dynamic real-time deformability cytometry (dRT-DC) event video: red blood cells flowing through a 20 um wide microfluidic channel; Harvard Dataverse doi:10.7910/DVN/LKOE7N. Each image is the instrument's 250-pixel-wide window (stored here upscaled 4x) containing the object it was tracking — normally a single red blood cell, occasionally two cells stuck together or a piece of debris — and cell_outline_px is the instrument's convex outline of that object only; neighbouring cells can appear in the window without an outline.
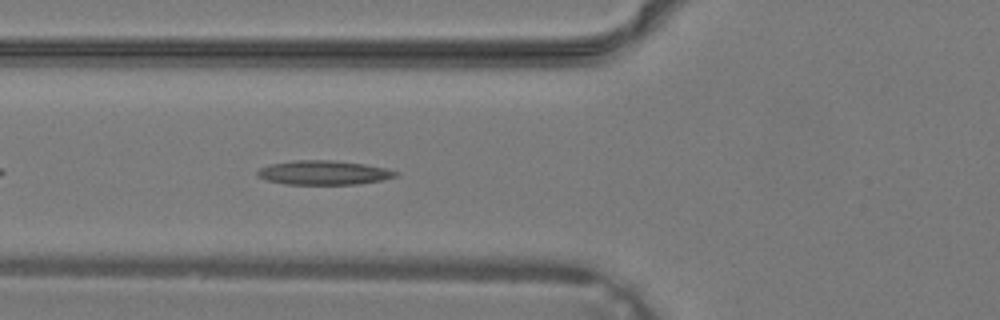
{"species": "common noctule bat (a hibernating species)", "species_latin": "Nyctalus noctula", "temperature_condition": "warm", "stored_images_in_passage": 28, "camera_frame_rate_fps": 3000, "um_per_image_px": 0.085, "animal": {"sex": "male", "body_mass_g": 19.2, "forearm_length_mm": 51.8}, "frame": {"image": 1, "passage_image": 4, "time_ms": 1.0, "image_size_px": [1000, 320], "cell_outline_px": [[400, 172], [396, 176], [380, 180], [356, 184], [284, 184], [268, 180], [256, 176], [256, 172], [260, 168], [268, 164], [296, 160], [332, 160], [364, 164], [384, 168]], "centroid_in_image_um": [27.47, 14.67], "position_along_channel_um": 98.3, "area_um2": 19.36}}
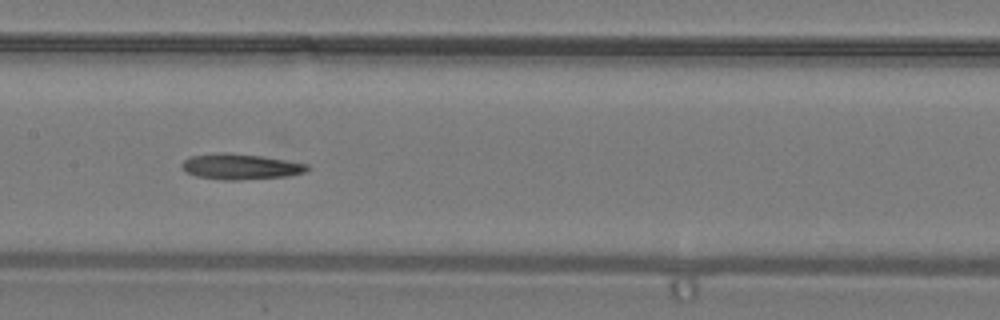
{"frame": {"image": 2, "passage_image": 9, "time_ms": 2.667, "image_size_px": [1000, 320], "cell_outline_px": [[312, 168], [304, 172], [288, 176], [236, 180], [224, 180], [196, 176], [188, 172], [180, 164], [188, 156], [216, 152], [224, 152], [260, 156], [308, 164]], "centroid_in_image_um": [20.43, 14.15], "position_along_channel_um": 187.0, "area_um2": 18.67}}
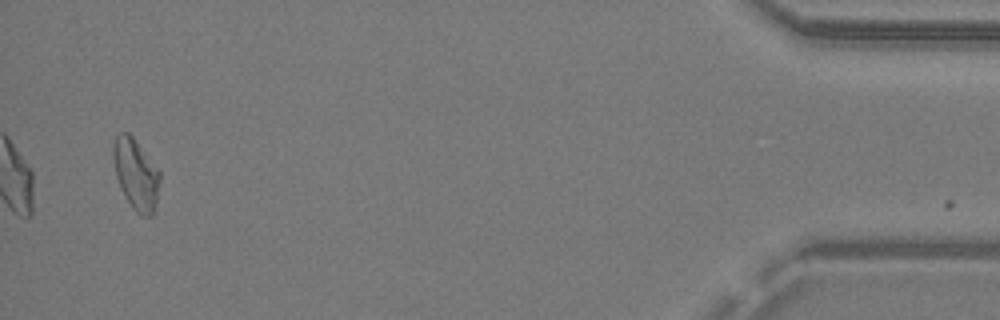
{"frame": {"image": 3, "passage_image": 27, "time_ms": 8.667, "image_size_px": [1000, 320], "cell_outline_px": [[160, 180], [156, 208], [152, 216], [140, 216], [132, 208], [124, 196], [116, 176], [112, 152], [112, 144], [116, 132], [128, 132], [132, 136], [160, 172]], "centroid_in_image_um": [11.54, 14.82], "position_along_channel_um": 423.7, "area_um2": 19.42}}